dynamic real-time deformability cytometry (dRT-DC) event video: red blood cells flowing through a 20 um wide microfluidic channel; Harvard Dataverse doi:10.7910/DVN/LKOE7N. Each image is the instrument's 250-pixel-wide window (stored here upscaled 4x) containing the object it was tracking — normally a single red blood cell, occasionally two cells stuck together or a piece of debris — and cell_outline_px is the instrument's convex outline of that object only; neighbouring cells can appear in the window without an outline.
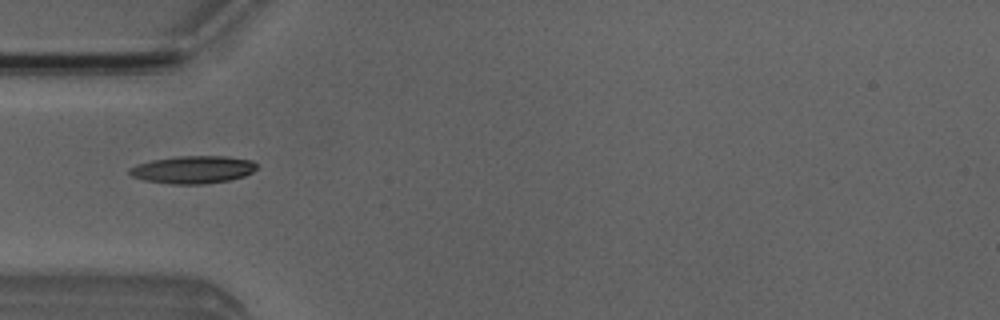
{"species": "Egyptian fruit bat (a non-hibernating species)", "species_latin": "Rousettus aegyptiacus", "temperature_condition": "room temperature", "stored_images_in_passage": 1, "camera_frame_rate_fps": 3000, "um_per_image_px": 0.085, "animal": {"sex": "male"}, "frame": {"image": 1, "passage_image": 1, "time_ms": 0.0, "image_size_px": [1000, 320], "cell_outline_px": [[256, 168], [252, 172], [244, 176], [228, 180], [204, 184], [168, 184], [144, 180], [132, 176], [128, 172], [128, 168], [136, 164], [152, 160], [176, 156], [228, 156], [252, 160], [256, 164]], "centroid_in_image_um": [16.37, 14.41], "position_along_channel_um": 68.6, "area_um2": 20.58}}